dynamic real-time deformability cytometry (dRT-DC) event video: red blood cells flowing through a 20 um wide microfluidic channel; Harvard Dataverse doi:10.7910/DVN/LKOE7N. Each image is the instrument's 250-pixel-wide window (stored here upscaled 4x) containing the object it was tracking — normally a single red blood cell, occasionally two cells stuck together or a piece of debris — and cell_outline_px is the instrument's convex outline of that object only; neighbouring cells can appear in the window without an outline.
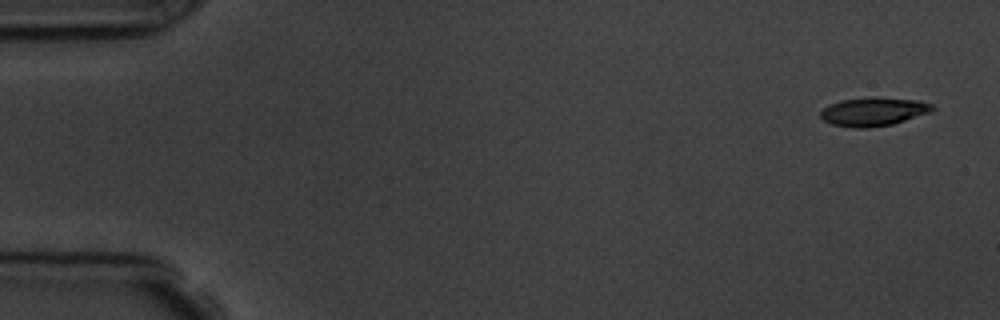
{"species": "common noctule bat (a hibernating species)", "species_latin": "Nyctalus noctula", "temperature_condition": "room temperature", "stored_images_in_passage": 4, "camera_frame_rate_fps": 3000, "um_per_image_px": 0.085, "animal": {"sex": "male", "body_mass_g": 19.5, "forearm_length_mm": 54.6}, "frame": {"image": 1, "passage_image": 1, "time_ms": 0.0, "image_size_px": [1000, 320], "cell_outline_px": [[936, 108], [932, 112], [892, 124], [868, 128], [852, 128], [832, 124], [824, 120], [820, 116], [820, 112], [824, 108], [840, 100], [872, 96], [920, 100], [932, 104]], "centroid_in_image_um": [74.29, 9.48], "position_along_channel_um": 10.7, "area_um2": 18.84}}
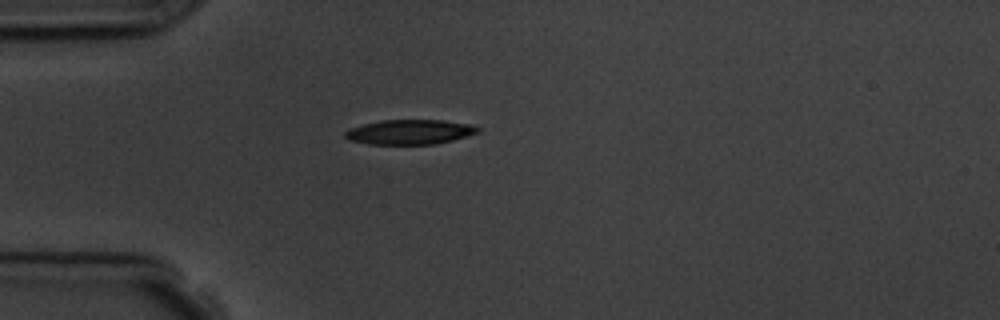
{"frame": {"image": 2, "passage_image": 4, "time_ms": 4.333, "image_size_px": [1000, 320], "cell_outline_px": [[480, 132], [452, 140], [436, 144], [368, 144], [348, 140], [344, 136], [344, 132], [348, 128], [380, 120], [444, 120], [472, 124], [480, 128]], "centroid_in_image_um": [34.82, 11.21], "position_along_channel_um": 50.2, "area_um2": 19.31}}